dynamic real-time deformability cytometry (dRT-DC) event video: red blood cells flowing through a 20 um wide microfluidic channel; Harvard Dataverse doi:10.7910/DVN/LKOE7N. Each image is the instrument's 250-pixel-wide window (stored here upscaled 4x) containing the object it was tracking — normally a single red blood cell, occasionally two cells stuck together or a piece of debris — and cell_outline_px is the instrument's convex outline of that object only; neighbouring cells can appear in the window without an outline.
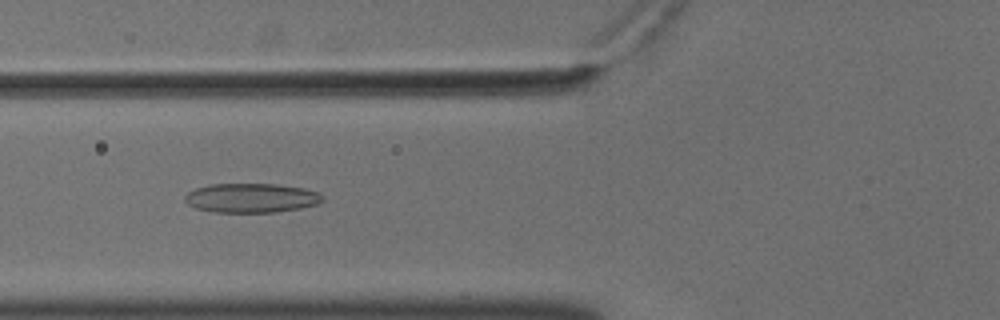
{"species": "common noctule bat (a hibernating species)", "species_latin": "Nyctalus noctula", "temperature_condition": "cold", "stored_images_in_passage": 56, "camera_frame_rate_fps": 3000, "um_per_image_px": 0.085, "animal": {"sex": "male", "body_mass_g": 18.8}, "frame": {"image": 1, "passage_image": 22, "time_ms": 7.0, "image_size_px": [1000, 320], "cell_outline_px": [[324, 200], [316, 204], [300, 208], [276, 212], [212, 212], [196, 208], [188, 204], [184, 200], [184, 196], [188, 192], [196, 188], [212, 184], [276, 184], [304, 188], [316, 192], [324, 196]], "centroid_in_image_um": [21.35, 16.83], "position_along_channel_um": 104.5, "area_um2": 23.47}}
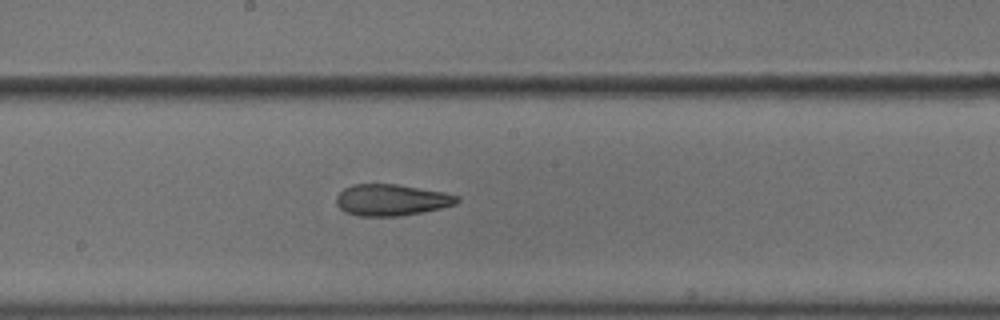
{"frame": {"image": 2, "passage_image": 31, "time_ms": 10.0, "image_size_px": [1000, 320], "cell_outline_px": [[460, 200], [456, 204], [440, 208], [400, 216], [360, 216], [344, 212], [336, 204], [336, 196], [344, 188], [352, 184], [396, 184], [444, 192], [460, 196]], "centroid_in_image_um": [33.26, 16.99], "position_along_channel_um": 214.9, "area_um2": 22.14}}
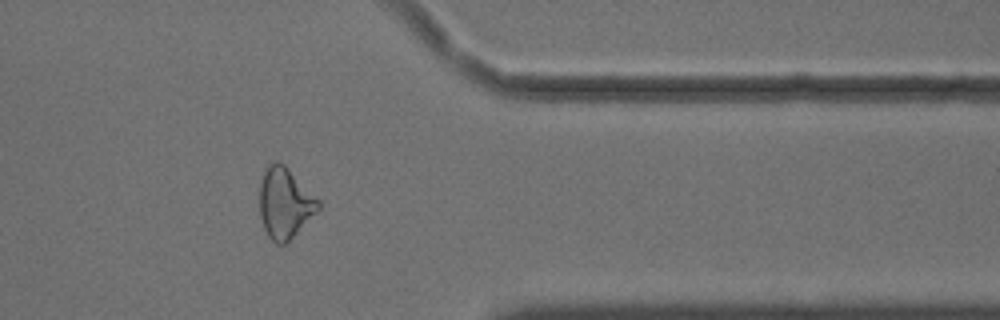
{"frame": {"image": 3, "passage_image": 46, "time_ms": 15.0, "image_size_px": [1000, 320], "cell_outline_px": [[320, 208], [284, 244], [276, 244], [268, 236], [264, 228], [260, 216], [260, 180], [268, 164], [276, 160], [284, 164], [320, 200]], "centroid_in_image_um": [24.19, 17.23], "position_along_channel_um": 387.2, "area_um2": 23.87}, "authors_computed_cell_mechanics": {"area_um2": 24.3916, "velocity_mm_per_s": 3.654, "shape_relaxation_time_tau1_ms": null, "shape_relaxation_time_tau2_ms": 3.8025, "deformation_change_tau1": null, "deformation_change_tau2": 0.132}}